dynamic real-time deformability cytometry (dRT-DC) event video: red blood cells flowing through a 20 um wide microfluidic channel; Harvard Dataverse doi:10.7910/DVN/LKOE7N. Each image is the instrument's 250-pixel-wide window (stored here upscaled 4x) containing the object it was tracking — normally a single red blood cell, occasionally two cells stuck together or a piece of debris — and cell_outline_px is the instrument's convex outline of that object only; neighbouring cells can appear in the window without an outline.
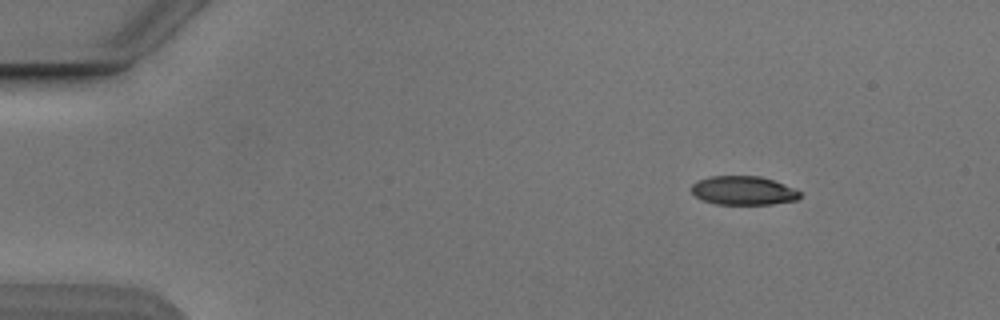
{"species": "Egyptian fruit bat (a non-hibernating species)", "species_latin": "Rousettus aegyptiacus", "temperature_condition": "cold", "stored_images_in_passage": 49, "camera_frame_rate_fps": 3000, "um_per_image_px": 0.085, "animal": {"sex": "male"}, "frame": {"image": 1, "passage_image": 5, "time_ms": 1.333, "image_size_px": [1000, 320], "cell_outline_px": [[800, 196], [796, 200], [772, 204], [716, 204], [700, 200], [692, 192], [692, 184], [696, 180], [708, 176], [760, 176], [796, 188], [800, 192]], "centroid_in_image_um": [63.16, 16.19], "position_along_channel_um": 21.8, "area_um2": 18.32}}
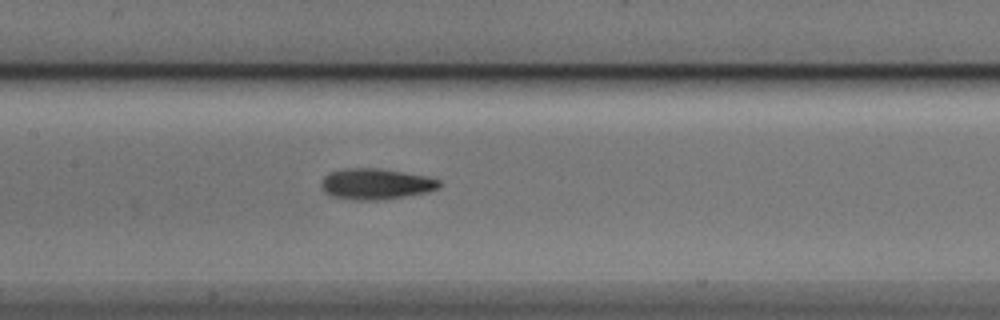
{"frame": {"image": 2, "passage_image": 24, "time_ms": 7.667, "image_size_px": [1000, 320], "cell_outline_px": [[440, 188], [428, 192], [384, 200], [352, 200], [328, 196], [320, 188], [320, 180], [328, 172], [344, 168], [380, 168], [424, 176], [440, 180]], "centroid_in_image_um": [31.87, 15.65], "position_along_channel_um": 175.5, "area_um2": 21.68}}
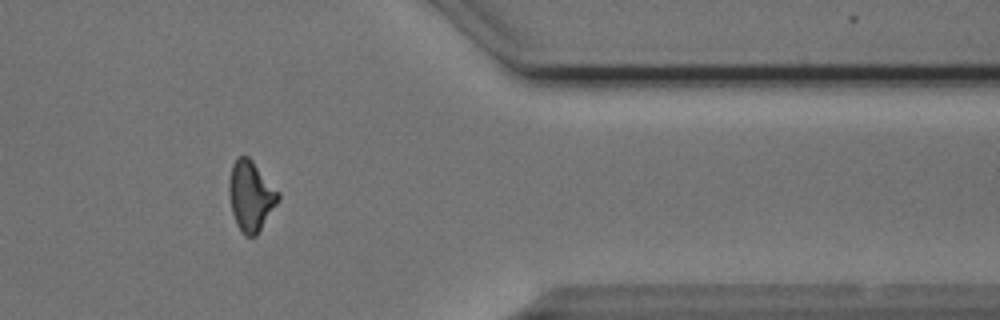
{"frame": {"image": 3, "passage_image": 42, "time_ms": 13.667, "image_size_px": [1000, 320], "cell_outline_px": [[280, 200], [256, 236], [244, 236], [236, 224], [232, 212], [228, 192], [228, 184], [232, 164], [240, 156], [248, 156], [252, 160], [280, 192]], "centroid_in_image_um": [21.33, 16.67], "position_along_channel_um": 390.1, "area_um2": 20.23}, "authors_computed_cell_mechanics": {"area_um2": 19.7676, "velocity_mm_per_s": 3.8785, "shape_relaxation_time_tau1_ms": 3.3061, "shape_relaxation_time_tau2_ms": 4.465, "deformation_change_tau1": 0.1279, "deformation_change_tau2": 0.1302}}